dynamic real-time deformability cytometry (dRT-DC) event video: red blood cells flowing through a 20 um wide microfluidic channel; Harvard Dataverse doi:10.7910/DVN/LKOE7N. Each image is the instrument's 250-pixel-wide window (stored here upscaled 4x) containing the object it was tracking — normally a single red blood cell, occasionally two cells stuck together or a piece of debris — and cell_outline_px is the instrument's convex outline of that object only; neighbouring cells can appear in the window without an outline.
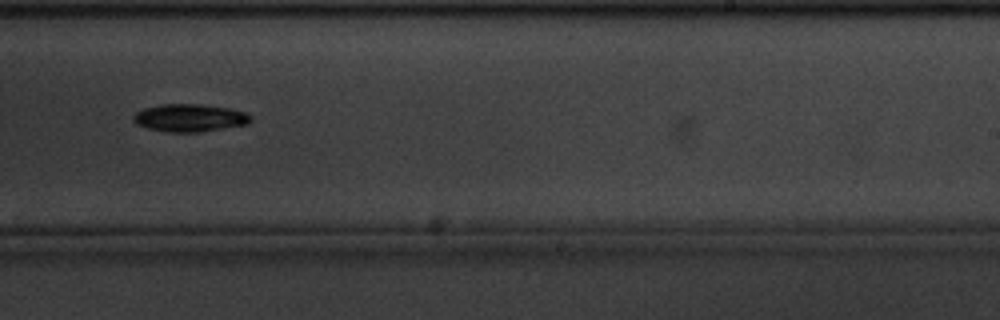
{"species": "common noctule bat (a hibernating species)", "species_latin": "Nyctalus noctula", "temperature_condition": "cold", "stored_images_in_passage": 10, "camera_frame_rate_fps": 3000, "um_per_image_px": 0.085, "animal": {"sex": "male", "body_mass_g": 20.1, "forearm_length_mm": 53.5}, "frame": {"image": 1, "passage_image": 10, "time_ms": 3.0, "image_size_px": [1000, 320], "cell_outline_px": [[252, 120], [248, 124], [200, 132], [164, 132], [148, 128], [136, 124], [132, 120], [132, 116], [136, 112], [144, 108], [160, 104], [200, 104], [228, 108], [248, 112], [252, 116]], "centroid_in_image_um": [16.13, 10.02], "position_along_channel_um": 272.9, "area_um2": 19.13}}